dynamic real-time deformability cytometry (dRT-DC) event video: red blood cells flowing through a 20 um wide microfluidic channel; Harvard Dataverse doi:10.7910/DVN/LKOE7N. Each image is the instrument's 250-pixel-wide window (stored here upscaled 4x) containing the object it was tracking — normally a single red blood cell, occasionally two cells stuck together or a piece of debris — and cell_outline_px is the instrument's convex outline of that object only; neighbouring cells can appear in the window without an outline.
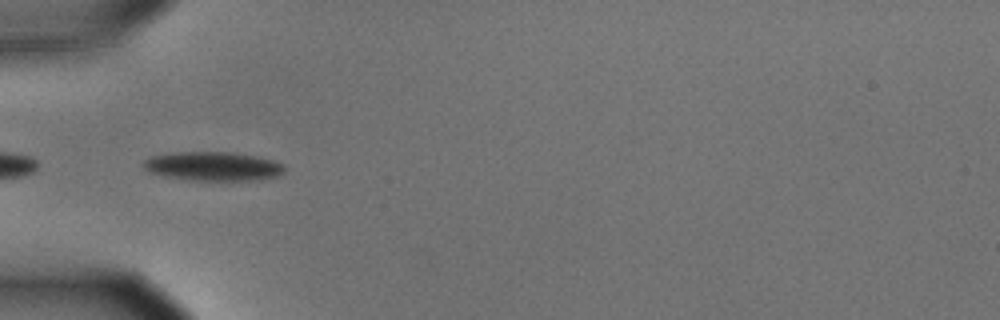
{"species": "common noctule bat (a hibernating species)", "species_latin": "Nyctalus noctula", "temperature_condition": "cold", "stored_images_in_passage": 17, "camera_frame_rate_fps": 3000, "um_per_image_px": 0.085, "animal": {"sex": "male", "body_mass_g": 15.6}, "frame": {"image": 1, "passage_image": 1, "time_ms": 0.0, "image_size_px": [1000, 320], "cell_outline_px": [[284, 172], [276, 176], [260, 180], [188, 180], [164, 176], [148, 172], [144, 168], [144, 160], [148, 156], [172, 152], [232, 152], [256, 156], [272, 160], [284, 164]], "centroid_in_image_um": [18.08, 14.13], "position_along_channel_um": 66.9, "area_um2": 23.99}}
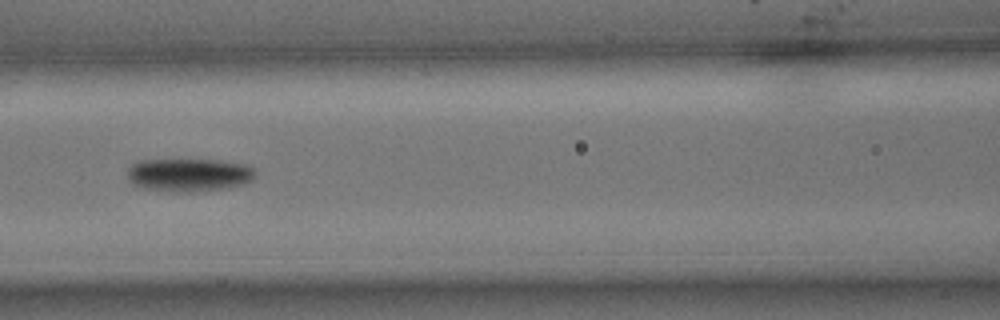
{"frame": {"image": 2, "passage_image": 8, "time_ms": 2.333, "image_size_px": [1000, 320], "cell_outline_px": [[256, 172], [252, 180], [244, 184], [228, 188], [192, 192], [176, 192], [144, 188], [128, 180], [128, 168], [136, 160], [220, 160], [248, 164], [256, 168]], "centroid_in_image_um": [16.11, 14.86], "position_along_channel_um": 150.5, "area_um2": 24.97}}
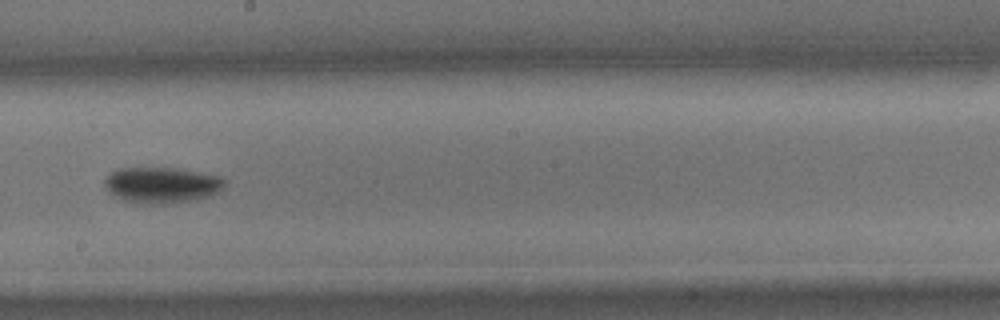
{"frame": {"image": 3, "passage_image": 15, "time_ms": 4.667, "image_size_px": [1000, 320], "cell_outline_px": [[224, 184], [212, 196], [196, 200], [168, 204], [136, 204], [124, 200], [104, 188], [104, 180], [116, 168], [180, 168], [224, 176]], "centroid_in_image_um": [13.77, 15.73], "position_along_channel_um": 234.4, "area_um2": 25.49}}